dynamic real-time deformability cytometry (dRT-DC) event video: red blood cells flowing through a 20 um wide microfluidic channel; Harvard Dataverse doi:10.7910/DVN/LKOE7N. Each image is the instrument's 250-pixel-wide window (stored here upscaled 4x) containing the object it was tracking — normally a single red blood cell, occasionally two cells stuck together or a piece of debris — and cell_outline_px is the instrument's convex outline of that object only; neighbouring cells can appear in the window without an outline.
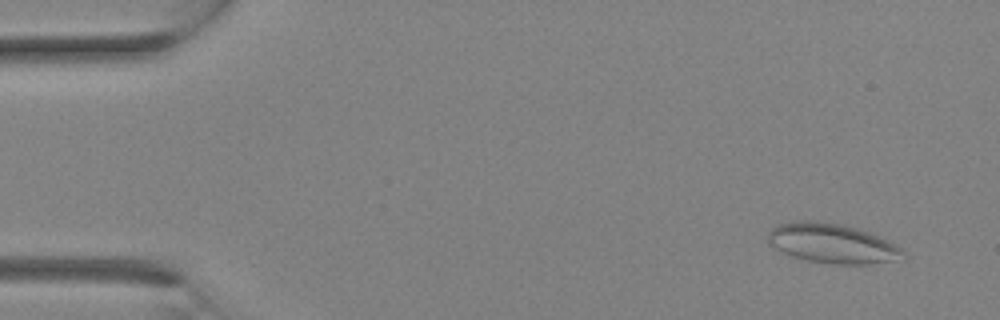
{"species": "Egyptian fruit bat (a non-hibernating species)", "species_latin": "Rousettus aegyptiacus", "temperature_condition": "room temperature", "stored_images_in_passage": 29, "camera_frame_rate_fps": 3000, "um_per_image_px": 0.085, "animal": {"sex": "female"}, "frame": {"image": 1, "passage_image": 2, "time_ms": 0.333, "image_size_px": [1000, 320], "cell_outline_px": [[908, 256], [892, 260], [868, 264], [832, 264], [808, 260], [792, 256], [780, 252], [768, 244], [768, 232], [776, 224], [796, 220], [816, 220], [840, 224], [860, 228], [880, 236], [900, 248]], "centroid_in_image_um": [70.69, 20.67], "position_along_channel_um": 14.3, "area_um2": 31.44}}
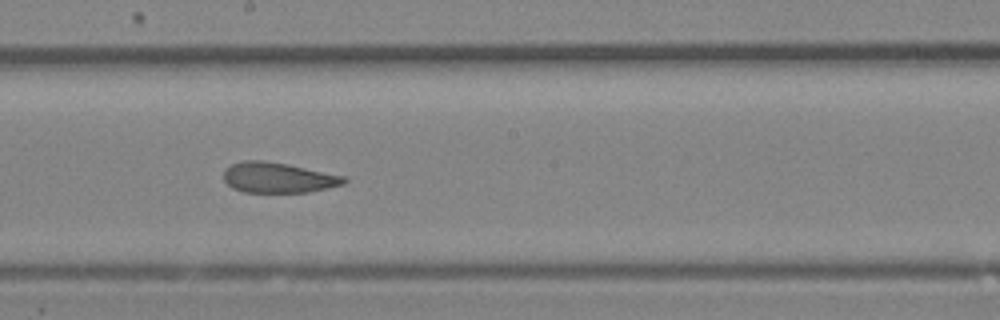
{"frame": {"image": 2, "passage_image": 16, "time_ms": 5.0, "image_size_px": [1000, 320], "cell_outline_px": [[348, 180], [344, 184], [308, 192], [244, 192], [232, 188], [224, 180], [224, 168], [232, 164], [244, 160], [264, 160], [288, 164], [344, 176]], "centroid_in_image_um": [23.62, 15.09], "position_along_channel_um": 224.6, "area_um2": 21.27}}
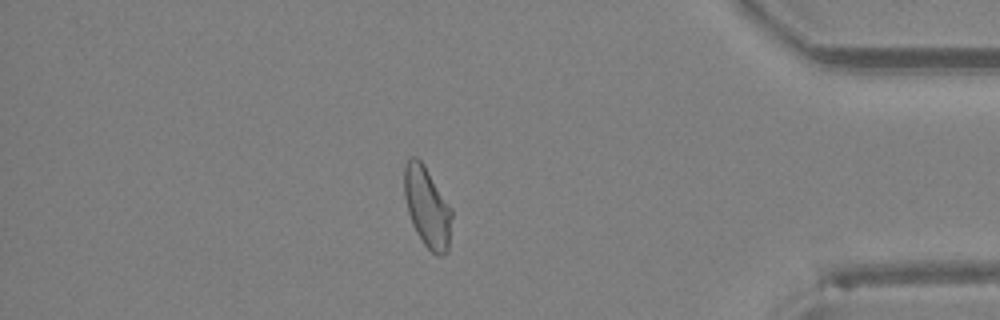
{"frame": {"image": 3, "passage_image": 25, "time_ms": 8.0, "image_size_px": [1000, 320], "cell_outline_px": [[452, 216], [448, 252], [440, 256], [436, 256], [424, 244], [416, 232], [412, 224], [408, 212], [404, 196], [404, 164], [412, 156], [416, 156], [424, 164], [452, 208]], "centroid_in_image_um": [36.31, 17.6], "position_along_channel_um": 398.9, "area_um2": 22.43}}